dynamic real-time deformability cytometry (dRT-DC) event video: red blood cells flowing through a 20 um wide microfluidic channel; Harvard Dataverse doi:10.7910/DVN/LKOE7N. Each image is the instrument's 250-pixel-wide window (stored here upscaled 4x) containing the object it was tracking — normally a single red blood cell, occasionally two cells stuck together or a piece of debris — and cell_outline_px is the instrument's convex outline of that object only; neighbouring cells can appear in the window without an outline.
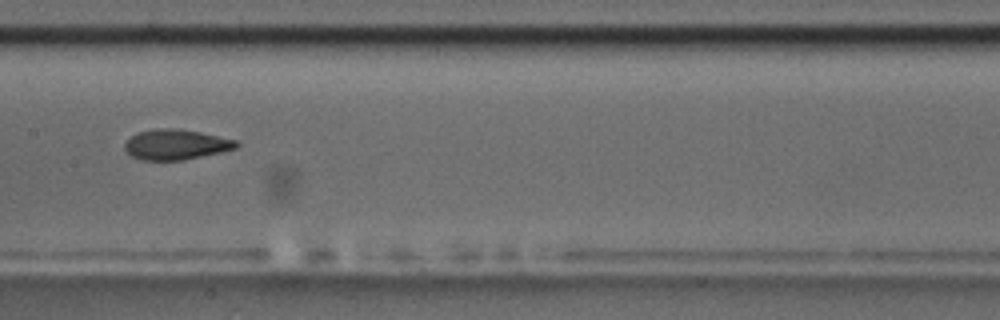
{"species": "common noctule bat (a hibernating species)", "species_latin": "Nyctalus noctula", "temperature_condition": "room temperature", "stored_images_in_passage": 9, "camera_frame_rate_fps": 3000, "um_per_image_px": 0.085, "animal": {"sex": "male", "body_mass_g": 17.5, "forearm_length_mm": 52.3}, "frame": {"image": 1, "passage_image": 8, "time_ms": 8.667, "image_size_px": [1000, 320], "cell_outline_px": [[240, 144], [236, 148], [220, 152], [184, 160], [140, 160], [132, 156], [124, 148], [124, 144], [136, 132], [156, 128], [180, 128], [200, 132], [236, 140]], "centroid_in_image_um": [14.94, 12.28], "position_along_channel_um": 192.5, "area_um2": 19.71}}
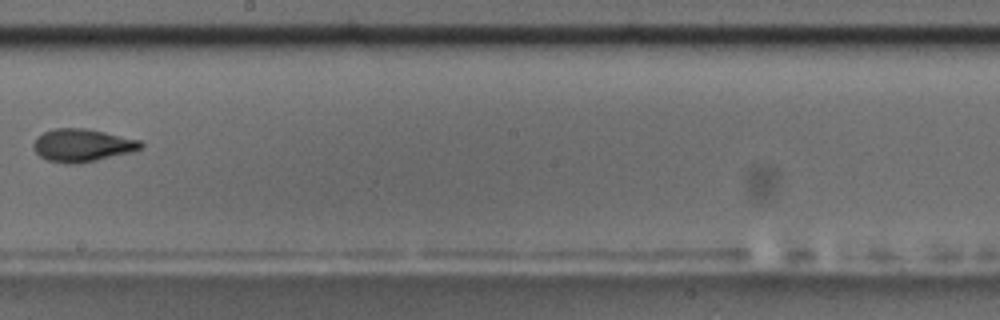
{"frame": {"image": 2, "passage_image": 9, "time_ms": 10.0, "image_size_px": [1000, 320], "cell_outline_px": [[144, 148], [132, 152], [80, 164], [68, 164], [48, 160], [40, 156], [32, 148], [32, 144], [36, 136], [52, 128], [88, 128], [140, 140], [144, 144]], "centroid_in_image_um": [6.99, 12.35], "position_along_channel_um": 241.2, "area_um2": 20.87}}